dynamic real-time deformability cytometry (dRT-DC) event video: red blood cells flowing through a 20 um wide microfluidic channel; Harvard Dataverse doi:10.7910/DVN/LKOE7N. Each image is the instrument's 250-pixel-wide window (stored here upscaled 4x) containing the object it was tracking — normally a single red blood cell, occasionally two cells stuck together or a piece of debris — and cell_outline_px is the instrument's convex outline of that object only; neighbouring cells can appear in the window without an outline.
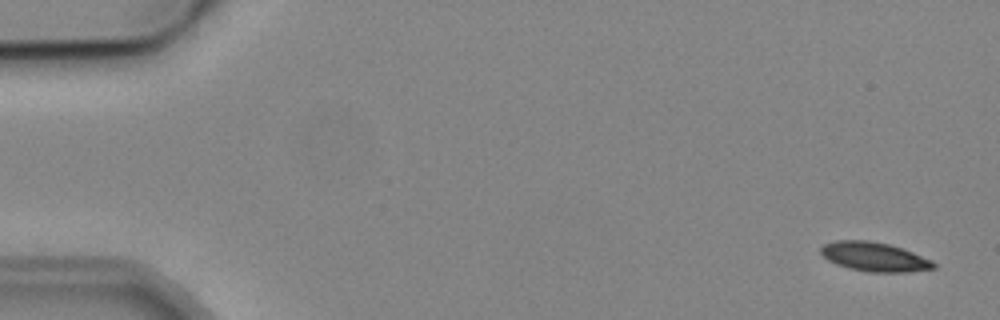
{"species": "common noctule bat (a hibernating species)", "species_latin": "Nyctalus noctula", "temperature_condition": "cold", "stored_images_in_passage": 4, "camera_frame_rate_fps": 3000, "um_per_image_px": 0.085, "animal": {"sex": "male", "body_mass_g": 19.2, "forearm_length_mm": 51.8}, "frame": {"image": 1, "passage_image": 1, "time_ms": 0.0, "image_size_px": [1000, 320], "cell_outline_px": [[936, 268], [908, 272], [868, 272], [836, 264], [828, 260], [820, 252], [820, 248], [824, 244], [836, 240], [868, 240], [888, 244], [912, 252], [932, 260], [936, 264]], "centroid_in_image_um": [74.32, 21.83], "position_along_channel_um": 10.7, "area_um2": 19.02}}